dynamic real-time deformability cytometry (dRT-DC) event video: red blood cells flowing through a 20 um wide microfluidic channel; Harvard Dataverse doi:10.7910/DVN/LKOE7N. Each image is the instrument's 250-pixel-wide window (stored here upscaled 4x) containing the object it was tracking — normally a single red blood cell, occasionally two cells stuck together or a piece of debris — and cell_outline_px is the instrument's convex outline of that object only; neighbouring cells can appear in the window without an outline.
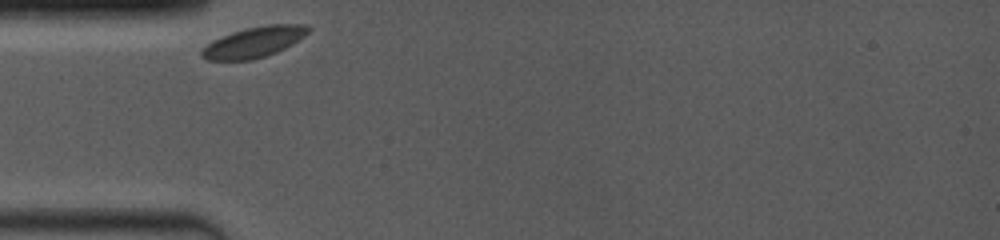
{"species": "common noctule bat (a hibernating species)", "species_latin": "Nyctalus noctula", "temperature_condition": "room temperature", "stored_images_in_passage": 33, "camera_frame_rate_fps": 4000, "um_per_image_px": 0.085, "animal": {"sex": "female", "body_mass_g": 19.0, "forearm_length_mm": 53.3}, "frame": {"image": 1, "passage_image": 1, "time_ms": 0.0, "image_size_px": [1000, 240], "cell_outline_px": [[312, 28], [304, 36], [292, 44], [276, 52], [252, 60], [208, 60], [200, 56], [200, 48], [212, 40], [232, 32], [248, 28], [268, 24], [308, 24]], "centroid_in_image_um": [21.57, 3.58], "position_along_channel_um": 63.4, "area_um2": 19.07}}
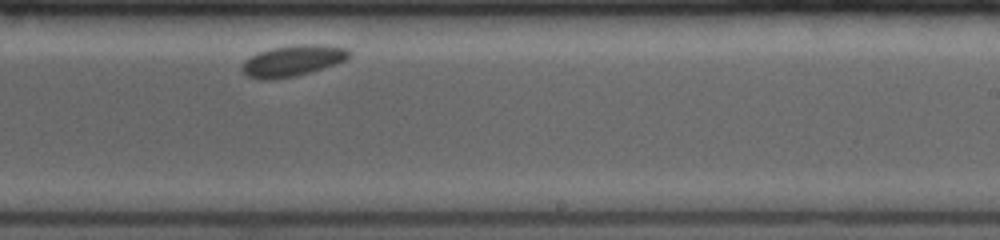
{"frame": {"image": 2, "passage_image": 19, "time_ms": 5.75, "image_size_px": [1000, 240], "cell_outline_px": [[352, 56], [348, 60], [336, 64], [296, 76], [268, 80], [260, 80], [248, 76], [240, 68], [252, 56], [260, 52], [272, 48], [296, 44], [324, 44], [348, 48], [352, 52]], "centroid_in_image_um": [24.98, 5.15], "position_along_channel_um": 264.0, "area_um2": 19.48}}
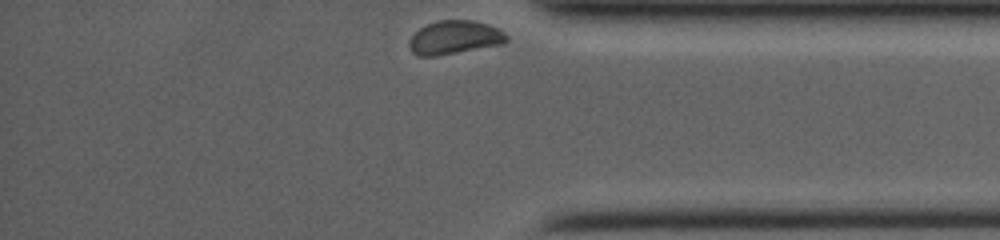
{"frame": {"image": 3, "passage_image": 33, "time_ms": 9.5, "image_size_px": [1000, 240], "cell_outline_px": [[508, 40], [504, 44], [436, 56], [416, 56], [412, 52], [408, 44], [408, 40], [420, 28], [428, 24], [440, 20], [476, 20], [488, 24], [504, 32], [508, 36]], "centroid_in_image_um": [38.65, 3.19], "position_along_channel_um": 396.6, "area_um2": 19.13}}